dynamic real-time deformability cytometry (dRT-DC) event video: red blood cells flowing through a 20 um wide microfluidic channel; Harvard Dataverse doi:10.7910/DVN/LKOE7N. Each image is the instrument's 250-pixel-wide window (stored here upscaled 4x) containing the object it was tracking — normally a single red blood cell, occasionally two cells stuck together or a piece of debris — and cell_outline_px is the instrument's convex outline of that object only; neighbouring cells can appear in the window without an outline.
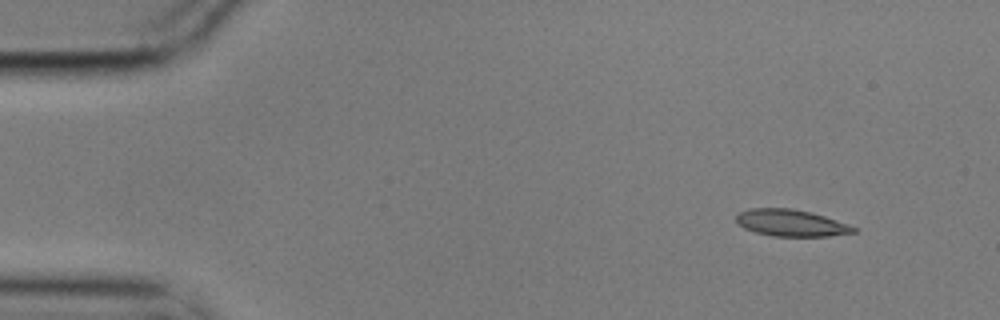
{"species": "common noctule bat (a hibernating species)", "species_latin": "Nyctalus noctula", "temperature_condition": "cold", "stored_images_in_passage": 4, "camera_frame_rate_fps": 3000, "um_per_image_px": 0.085, "animal": {"sex": "male", "body_mass_g": 17.9}, "frame": {"image": 1, "passage_image": 1, "time_ms": 0.0, "image_size_px": [1000, 320], "cell_outline_px": [[856, 232], [828, 236], [772, 236], [756, 232], [744, 228], [736, 220], [736, 216], [740, 212], [748, 208], [792, 208], [812, 212], [848, 224], [856, 228]], "centroid_in_image_um": [67.23, 18.94], "position_along_channel_um": 17.8, "area_um2": 18.21}}
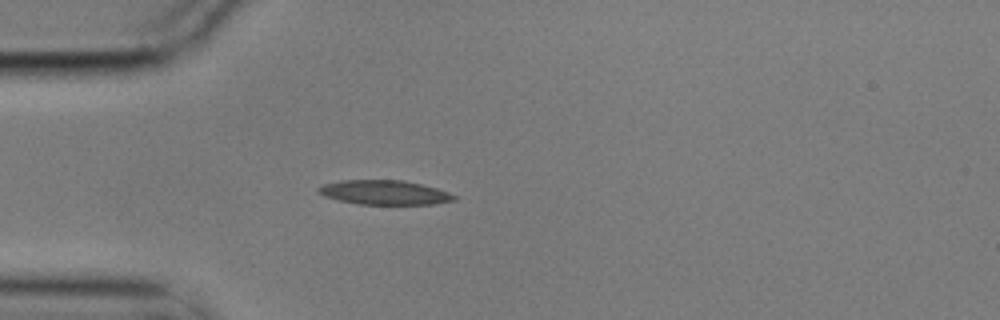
{"frame": {"image": 2, "passage_image": 4, "time_ms": 1.0, "image_size_px": [1000, 320], "cell_outline_px": [[456, 200], [432, 204], [360, 204], [340, 200], [324, 196], [316, 192], [316, 188], [324, 184], [340, 180], [404, 180], [436, 188], [448, 192], [456, 196]], "centroid_in_image_um": [32.65, 16.35], "position_along_channel_um": 52.4, "area_um2": 19.19}}